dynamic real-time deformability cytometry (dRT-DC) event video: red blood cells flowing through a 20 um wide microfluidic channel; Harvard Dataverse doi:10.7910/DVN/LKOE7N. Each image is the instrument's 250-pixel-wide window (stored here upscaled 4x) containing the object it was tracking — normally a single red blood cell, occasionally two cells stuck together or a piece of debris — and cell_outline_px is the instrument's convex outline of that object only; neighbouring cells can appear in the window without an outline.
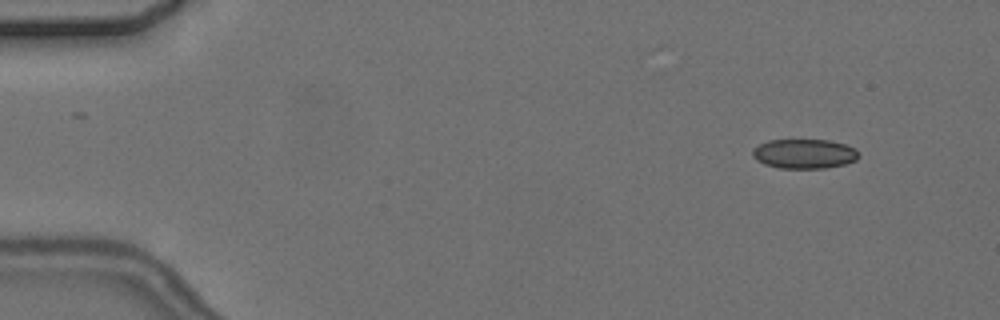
{"species": "common noctule bat (a hibernating species)", "species_latin": "Nyctalus noctula", "temperature_condition": "cold", "stored_images_in_passage": 5, "camera_frame_rate_fps": 3000, "um_per_image_px": 0.085, "animal": {"sex": "female", "body_mass_g": 24.6, "forearm_length_mm": 56.2}, "frame": {"image": 1, "passage_image": 2, "time_ms": 1.0, "image_size_px": [1000, 320], "cell_outline_px": [[860, 156], [856, 160], [844, 164], [824, 168], [780, 168], [764, 164], [756, 160], [752, 156], [752, 148], [768, 140], [828, 140], [844, 144], [856, 148], [860, 152]], "centroid_in_image_um": [68.37, 13.07], "position_along_channel_um": 16.6, "area_um2": 18.38}}
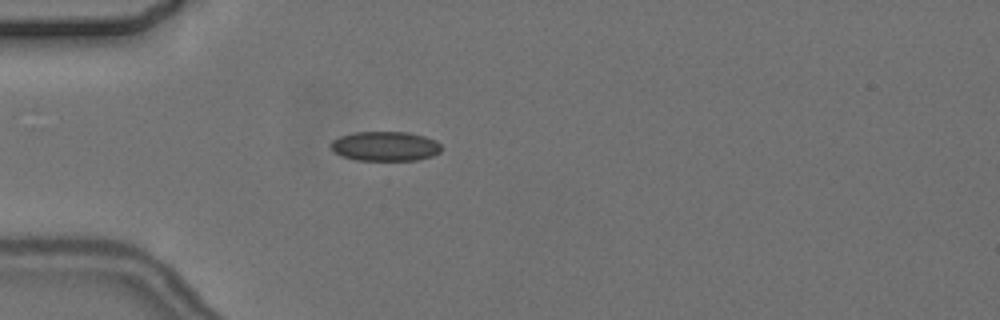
{"frame": {"image": 2, "passage_image": 5, "time_ms": 4.667, "image_size_px": [1000, 320], "cell_outline_px": [[440, 152], [432, 156], [416, 160], [356, 160], [340, 156], [332, 152], [328, 144], [332, 140], [340, 136], [356, 132], [408, 132], [424, 136], [436, 140], [440, 144]], "centroid_in_image_um": [32.68, 12.43], "position_along_channel_um": 52.3, "area_um2": 19.25}}